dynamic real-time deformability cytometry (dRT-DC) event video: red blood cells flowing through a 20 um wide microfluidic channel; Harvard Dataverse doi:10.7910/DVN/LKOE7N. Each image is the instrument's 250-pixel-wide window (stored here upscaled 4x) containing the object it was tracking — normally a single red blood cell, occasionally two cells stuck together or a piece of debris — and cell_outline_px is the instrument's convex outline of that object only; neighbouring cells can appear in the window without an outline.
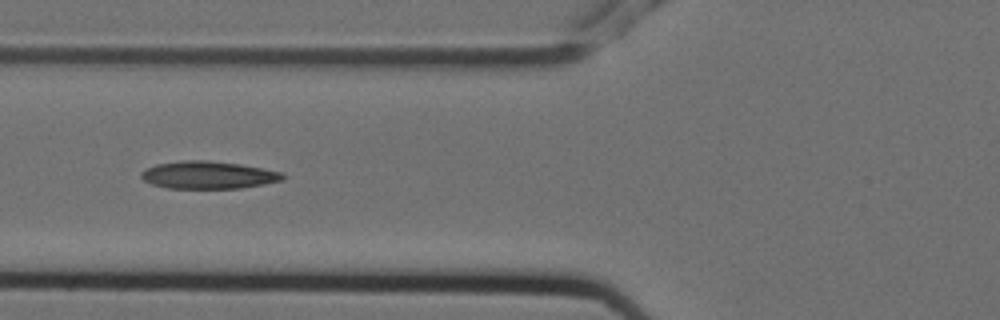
{"species": "Egyptian fruit bat (a non-hibernating species)", "species_latin": "Rousettus aegyptiacus", "temperature_condition": "cold", "stored_images_in_passage": 6, "camera_frame_rate_fps": 3000, "um_per_image_px": 0.085, "animal": {"sex": "female"}, "frame": {"image": 1, "passage_image": 5, "time_ms": 1.333, "image_size_px": [1000, 320], "cell_outline_px": [[284, 180], [264, 184], [240, 188], [168, 188], [152, 184], [144, 180], [140, 176], [140, 172], [144, 168], [156, 164], [184, 160], [208, 160], [240, 164], [284, 172]], "centroid_in_image_um": [17.69, 14.87], "position_along_channel_um": 108.1, "area_um2": 22.83}}
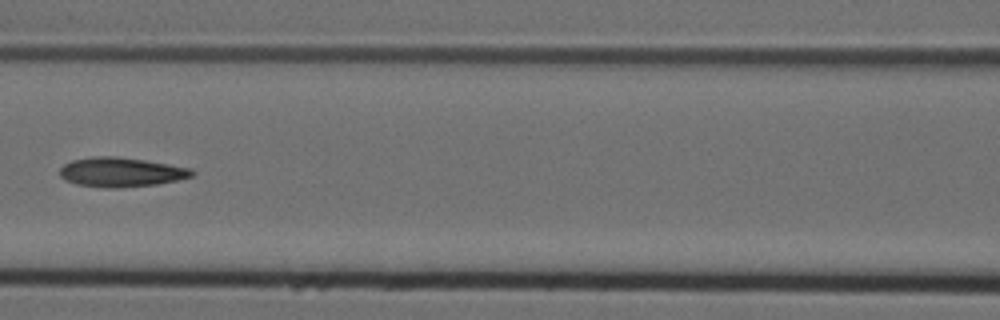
{"frame": {"image": 2, "passage_image": 6, "time_ms": 1.667, "image_size_px": [1000, 320], "cell_outline_px": [[196, 172], [192, 176], [176, 180], [156, 184], [120, 188], [104, 188], [76, 184], [64, 180], [60, 176], [60, 168], [64, 164], [72, 160], [96, 156], [116, 156], [144, 160], [192, 168]], "centroid_in_image_um": [10.27, 14.63], "position_along_channel_um": 156.3, "area_um2": 22.72}}